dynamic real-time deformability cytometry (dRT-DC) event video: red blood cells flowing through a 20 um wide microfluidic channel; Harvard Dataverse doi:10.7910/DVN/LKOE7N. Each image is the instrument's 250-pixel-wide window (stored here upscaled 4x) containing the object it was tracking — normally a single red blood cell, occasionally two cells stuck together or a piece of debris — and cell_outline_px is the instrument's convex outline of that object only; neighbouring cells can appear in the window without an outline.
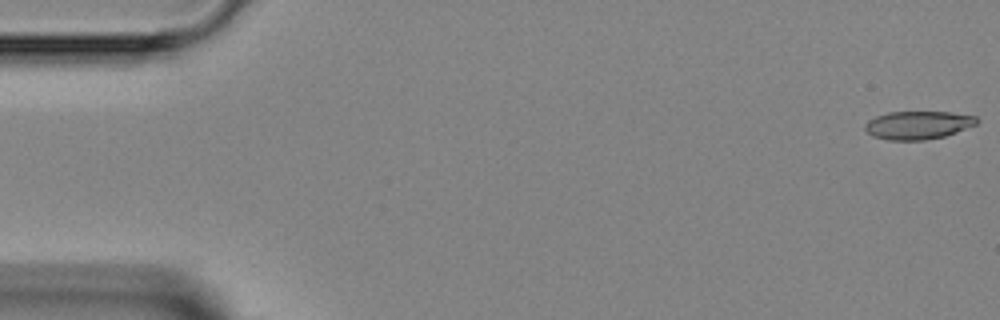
{"species": "Egyptian fruit bat (a non-hibernating species)", "species_latin": "Rousettus aegyptiacus", "temperature_condition": "room temperature", "stored_images_in_passage": 16, "camera_frame_rate_fps": 3000, "um_per_image_px": 0.085, "animal": {"sex": "female"}, "frame": {"image": 1, "passage_image": 1, "time_ms": 0.0, "image_size_px": [1000, 320], "cell_outline_px": [[980, 120], [976, 124], [956, 132], [944, 136], [924, 140], [888, 140], [872, 136], [864, 128], [864, 124], [868, 120], [876, 116], [888, 112], [952, 112], [976, 116]], "centroid_in_image_um": [78.02, 10.63], "position_along_channel_um": 7.0, "area_um2": 18.38}}
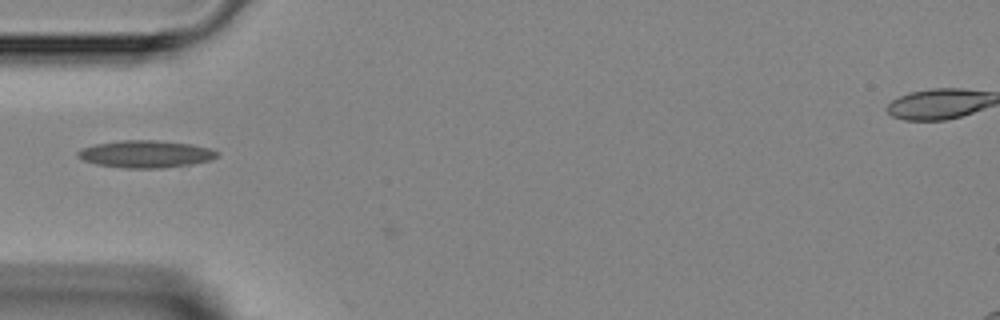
{"frame": {"image": 2, "passage_image": 15, "time_ms": 4.667, "image_size_px": [1000, 320], "cell_outline_px": [[216, 156], [208, 160], [192, 164], [164, 168], [124, 168], [96, 164], [84, 160], [76, 156], [76, 152], [80, 148], [96, 144], [120, 140], [156, 140], [192, 144], [208, 148], [216, 152]], "centroid_in_image_um": [12.31, 13.09], "position_along_channel_um": 72.7, "area_um2": 22.02}}